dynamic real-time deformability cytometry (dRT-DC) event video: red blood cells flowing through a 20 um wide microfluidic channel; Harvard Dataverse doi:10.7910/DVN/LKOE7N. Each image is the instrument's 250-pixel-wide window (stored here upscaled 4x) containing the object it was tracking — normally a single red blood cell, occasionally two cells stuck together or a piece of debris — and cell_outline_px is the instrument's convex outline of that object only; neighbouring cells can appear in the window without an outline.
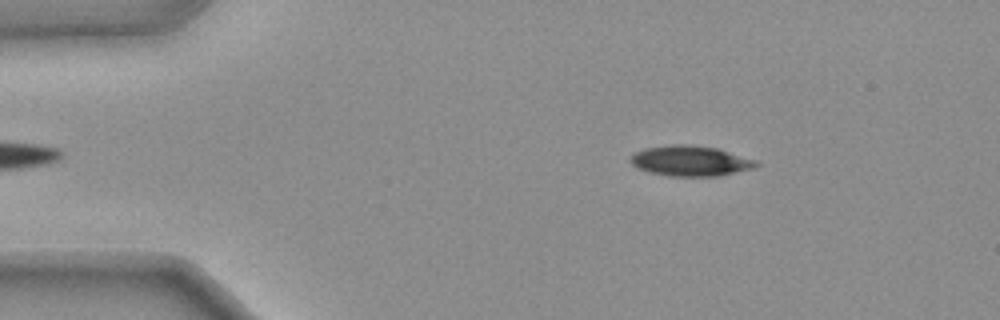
{"species": "common noctule bat (a hibernating species)", "species_latin": "Nyctalus noctula", "temperature_condition": "warm", "stored_images_in_passage": 42, "camera_frame_rate_fps": 3000, "um_per_image_px": 0.085, "animal": {"sex": "female", "body_mass_g": 25.1}, "frame": {"image": 1, "passage_image": 3, "time_ms": 0.667, "image_size_px": [1000, 320], "cell_outline_px": [[752, 164], [728, 172], [660, 172], [644, 168], [636, 164], [636, 156], [640, 152], [656, 148], [708, 148], [720, 152]], "centroid_in_image_um": [58.5, 13.65], "position_along_channel_um": 26.5, "area_um2": 15.95}}
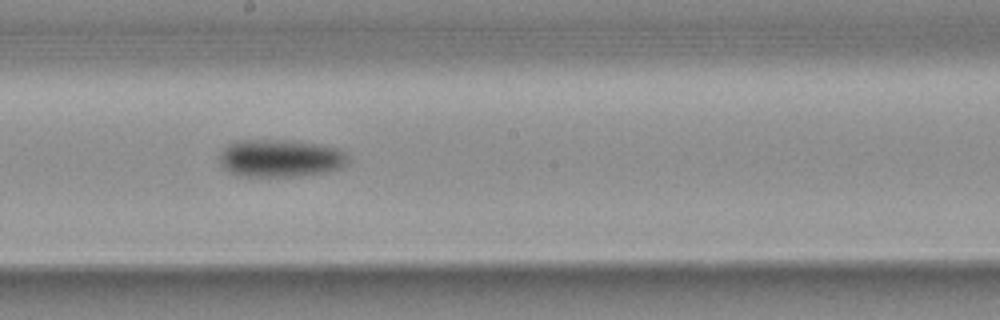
{"frame": {"image": 2, "passage_image": 24, "time_ms": 7.667, "image_size_px": [1000, 320], "cell_outline_px": [[332, 160], [328, 164], [312, 168], [240, 168], [232, 164], [228, 160], [228, 156], [236, 148], [304, 148], [328, 152], [332, 156]], "centroid_in_image_um": [23.7, 13.43], "position_along_channel_um": 224.5, "area_um2": 13.58}}
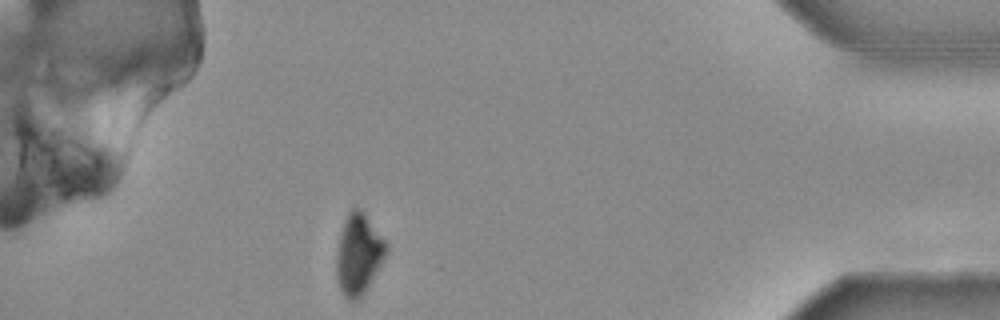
{"frame": {"image": 3, "passage_image": 42, "time_ms": 13.667, "image_size_px": [1000, 320], "cell_outline_px": [[384, 248], [380, 256], [364, 284], [352, 296], [344, 288], [340, 276], [340, 252], [344, 232], [348, 220], [352, 212], [356, 212], [364, 220], [384, 244]], "centroid_in_image_um": [30.46, 21.53], "position_along_channel_um": 404.7, "area_um2": 16.76}}